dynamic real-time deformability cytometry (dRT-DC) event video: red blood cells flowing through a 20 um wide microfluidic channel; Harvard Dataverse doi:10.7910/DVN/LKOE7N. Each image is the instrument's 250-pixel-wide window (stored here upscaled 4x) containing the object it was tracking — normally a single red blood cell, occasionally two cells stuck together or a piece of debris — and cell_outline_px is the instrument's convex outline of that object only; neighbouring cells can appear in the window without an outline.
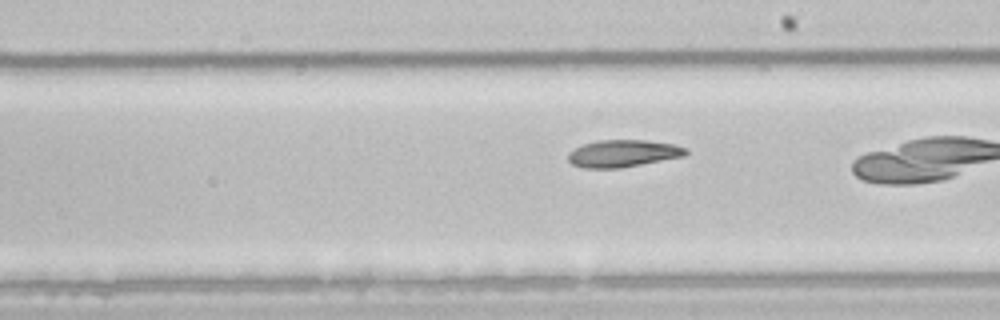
{"species": "common noctule bat (a hibernating species)", "species_latin": "Nyctalus noctula", "temperature_condition": "room temperature", "stored_images_in_passage": 37, "camera_frame_rate_fps": 3000, "um_per_image_px": 0.085, "animal": {"sex": "male", "body_mass_g": 21.5, "forearm_length_mm": 52.0}, "frame": {"image": 1, "passage_image": 27, "time_ms": 8.667, "image_size_px": [1000, 320], "cell_outline_px": [[688, 152], [684, 156], [620, 168], [584, 168], [572, 164], [568, 160], [568, 152], [584, 144], [596, 140], [644, 140], [672, 144], [688, 148]], "centroid_in_image_um": [52.94, 13.04], "position_along_channel_um": 236.1, "area_um2": 18.55}}